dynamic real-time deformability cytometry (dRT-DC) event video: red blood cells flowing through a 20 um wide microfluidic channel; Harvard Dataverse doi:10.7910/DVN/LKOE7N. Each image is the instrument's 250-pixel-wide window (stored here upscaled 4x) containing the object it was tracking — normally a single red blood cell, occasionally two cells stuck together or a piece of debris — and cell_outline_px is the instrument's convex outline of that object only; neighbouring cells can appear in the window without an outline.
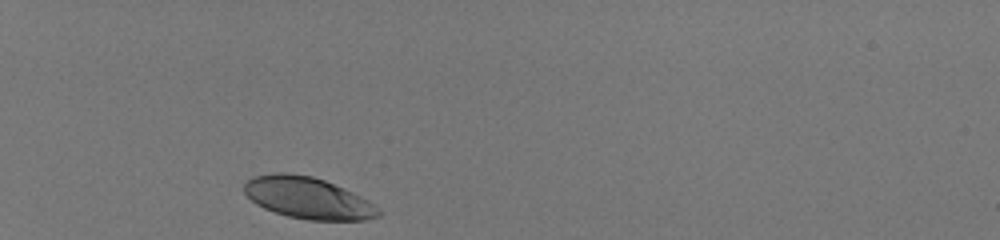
{"species": "human", "species_latin": "Homo sapiens", "temperature_condition": "room temperature", "stored_images_in_passage": 30, "camera_frame_rate_fps": 3000, "um_per_image_px": 0.085, "donor": {"sex": "male"}, "frame": {"image": 1, "passage_image": 1, "time_ms": 0.0, "image_size_px": [1000, 240], "cell_outline_px": [[384, 212], [380, 216], [364, 220], [308, 220], [288, 216], [264, 208], [256, 204], [244, 192], [244, 184], [252, 176], [272, 172], [288, 172], [312, 176], [324, 180], [352, 192], [368, 200], [380, 208]], "centroid_in_image_um": [26.18, 16.82], "position_along_channel_um": 58.8, "area_um2": 32.66}}
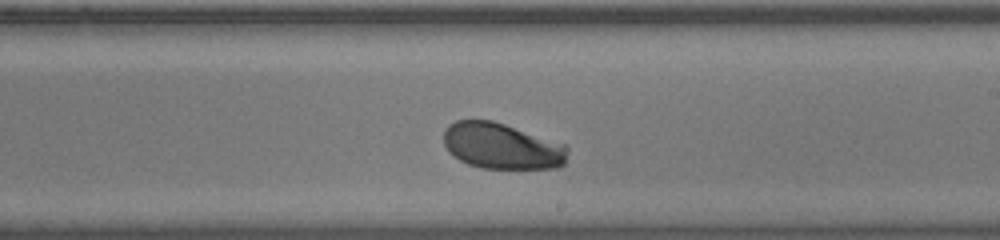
{"frame": {"image": 2, "passage_image": 18, "time_ms": 5.667, "image_size_px": [1000, 240], "cell_outline_px": [[568, 152], [564, 164], [556, 168], [480, 168], [468, 164], [452, 156], [448, 152], [444, 144], [444, 128], [448, 124], [456, 120], [492, 120], [568, 144]], "centroid_in_image_um": [42.65, 12.41], "position_along_channel_um": 246.3, "area_um2": 33.64}}
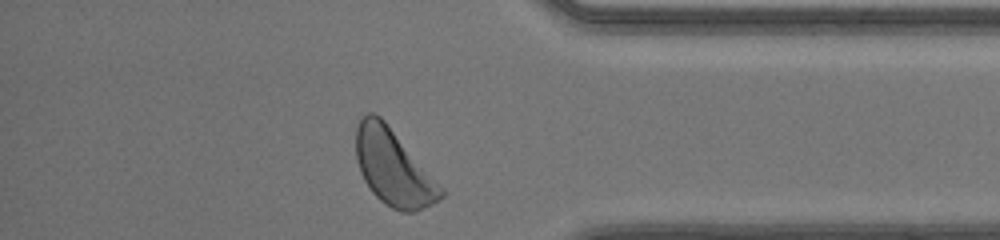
{"frame": {"image": 3, "passage_image": 30, "time_ms": 9.667, "image_size_px": [1000, 240], "cell_outline_px": [[448, 192], [440, 200], [416, 212], [400, 212], [384, 204], [372, 192], [364, 180], [360, 172], [356, 160], [356, 124], [368, 112], [372, 112], [380, 116], [384, 120]], "centroid_in_image_um": [33.46, 14.27], "position_along_channel_um": 401.7, "area_um2": 37.8}, "authors_computed_cell_mechanics": {"area_um2": 33.8419, "velocity_mm_per_s": 4.0609, "shape_relaxation_time_tau1_ms": 1.588, "shape_relaxation_time_tau2_ms": null, "deformation_change_tau1": 0.1261, "deformation_change_tau2": null}}